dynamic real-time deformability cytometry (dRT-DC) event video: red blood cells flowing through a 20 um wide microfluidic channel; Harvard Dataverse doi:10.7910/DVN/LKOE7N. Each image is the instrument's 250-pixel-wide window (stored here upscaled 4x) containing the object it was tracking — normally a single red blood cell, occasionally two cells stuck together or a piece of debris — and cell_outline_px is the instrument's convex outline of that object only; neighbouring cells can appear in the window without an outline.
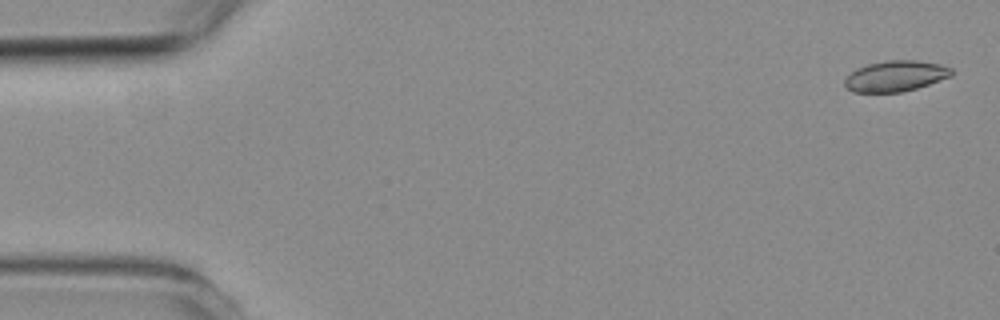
{"species": "common noctule bat (a hibernating species)", "species_latin": "Nyctalus noctula", "temperature_condition": "room temperature", "stored_images_in_passage": 7, "camera_frame_rate_fps": 3000, "um_per_image_px": 0.085, "animal": {"sex": "female", "body_mass_g": 19.3, "forearm_length_mm": 54.1}, "frame": {"image": 1, "passage_image": 1, "time_ms": 0.0, "image_size_px": [1000, 320], "cell_outline_px": [[952, 76], [916, 88], [900, 92], [852, 92], [844, 84], [844, 80], [856, 68], [868, 64], [888, 60], [916, 60], [940, 64], [952, 68]], "centroid_in_image_um": [76.12, 6.46], "position_along_channel_um": 8.9, "area_um2": 19.02}}
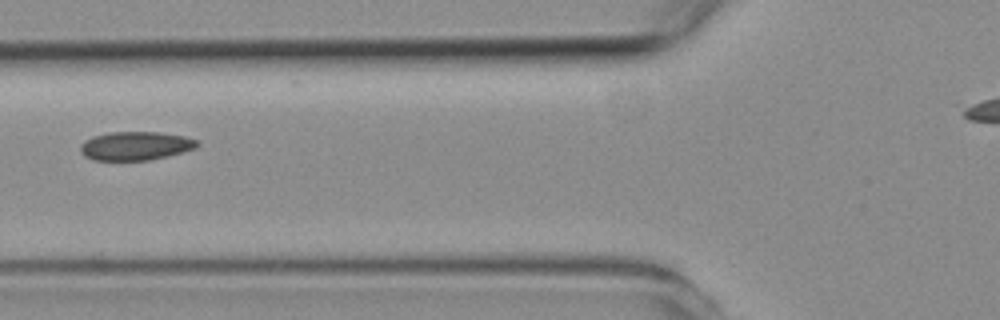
{"frame": {"image": 2, "passage_image": 6, "time_ms": 6.0, "image_size_px": [1000, 320], "cell_outline_px": [[200, 144], [196, 148], [168, 156], [148, 160], [92, 160], [84, 156], [80, 152], [80, 144], [84, 140], [92, 136], [108, 132], [160, 132], [184, 136], [196, 140]], "centroid_in_image_um": [11.48, 12.39], "position_along_channel_um": 114.3, "area_um2": 19.65}}
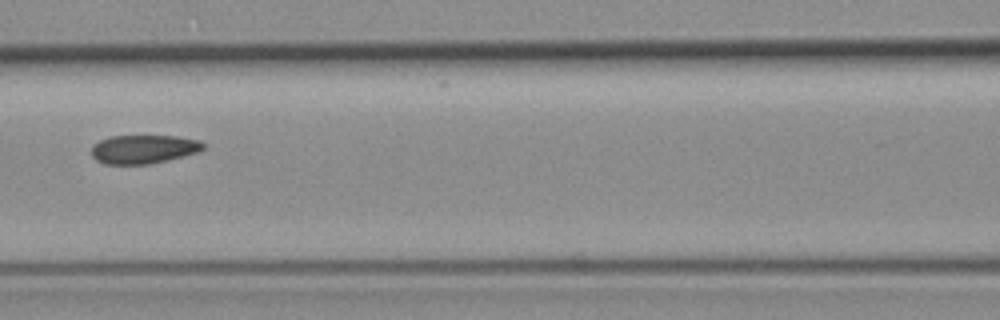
{"frame": {"image": 3, "passage_image": 7, "time_ms": 7.0, "image_size_px": [1000, 320], "cell_outline_px": [[208, 144], [200, 152], [152, 164], [104, 164], [96, 160], [92, 156], [92, 144], [100, 140], [112, 136], [176, 136], [200, 140]], "centroid_in_image_um": [12.25, 12.68], "position_along_channel_um": 154.4, "area_um2": 18.96}}